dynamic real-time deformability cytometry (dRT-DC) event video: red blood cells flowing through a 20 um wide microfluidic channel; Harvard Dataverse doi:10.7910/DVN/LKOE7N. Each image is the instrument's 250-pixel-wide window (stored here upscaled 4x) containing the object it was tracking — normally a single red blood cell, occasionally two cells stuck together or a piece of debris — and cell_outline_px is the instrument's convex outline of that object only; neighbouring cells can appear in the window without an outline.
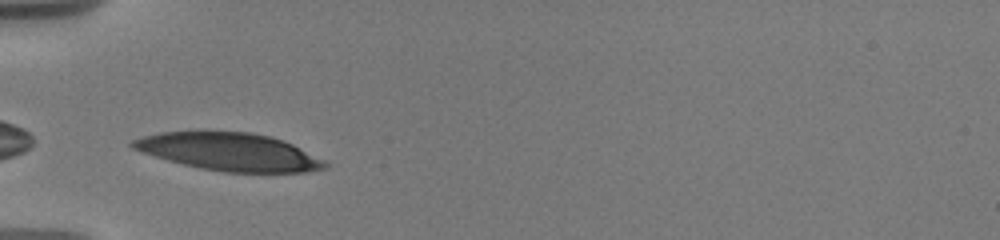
{"species": "human", "species_latin": "Homo sapiens", "temperature_condition": "warm", "stored_images_in_passage": 24, "camera_frame_rate_fps": 3000, "um_per_image_px": 0.085, "donor": {"sex": "male"}, "frame": {"image": 1, "passage_image": 1, "time_ms": 0.0, "image_size_px": [1000, 240], "cell_outline_px": [[328, 168], [304, 172], [224, 172], [200, 168], [168, 160], [132, 148], [128, 144], [132, 140], [144, 136], [160, 132], [248, 132], [268, 136], [284, 140], [324, 160], [328, 164]], "centroid_in_image_um": [19.5, 12.91], "position_along_channel_um": 65.5, "area_um2": 41.73}}
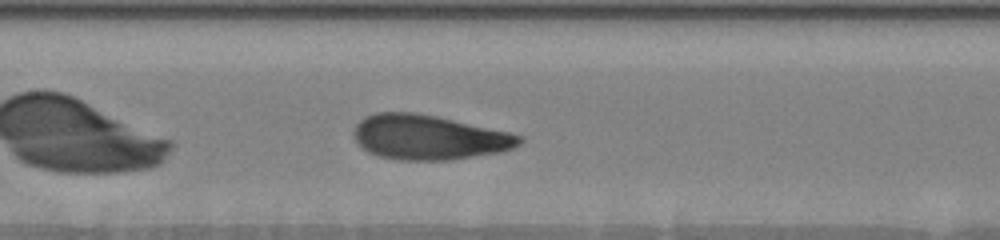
{"frame": {"image": 2, "passage_image": 7, "time_ms": 3.0, "image_size_px": [1000, 240], "cell_outline_px": [[524, 140], [520, 144], [504, 152], [448, 160], [400, 160], [380, 156], [368, 152], [352, 136], [352, 132], [356, 124], [364, 116], [376, 112], [416, 112], [436, 116], [508, 132], [524, 136]], "centroid_in_image_um": [36.44, 11.67], "position_along_channel_um": 171.0, "area_um2": 43.29}}
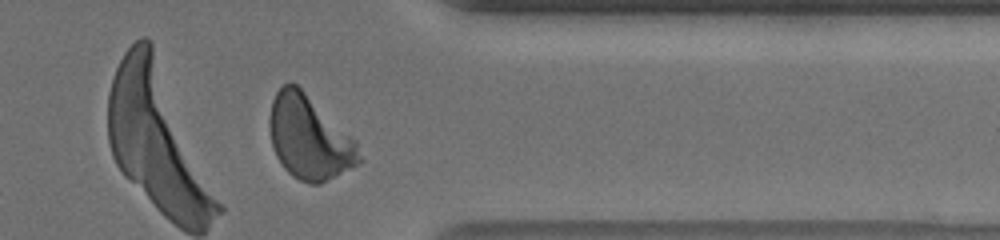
{"frame": {"image": 3, "passage_image": 19, "time_ms": 9.0, "image_size_px": [1000, 240], "cell_outline_px": [[364, 160], [360, 164], [320, 184], [308, 184], [292, 176], [284, 168], [276, 156], [272, 144], [268, 124], [268, 120], [272, 100], [276, 92], [284, 84], [296, 84], [356, 140]], "centroid_in_image_um": [26.3, 11.74], "position_along_channel_um": 385.1, "area_um2": 43.7}, "authors_computed_cell_mechanics": {"area_um2": 42.7142, "velocity_mm_per_s": 3.6512, "shape_relaxation_time_tau1_ms": 3.5073, "shape_relaxation_time_tau2_ms": 0.7838, "deformation_change_tau1": 0.18, "deformation_change_tau2": 0.0694}}